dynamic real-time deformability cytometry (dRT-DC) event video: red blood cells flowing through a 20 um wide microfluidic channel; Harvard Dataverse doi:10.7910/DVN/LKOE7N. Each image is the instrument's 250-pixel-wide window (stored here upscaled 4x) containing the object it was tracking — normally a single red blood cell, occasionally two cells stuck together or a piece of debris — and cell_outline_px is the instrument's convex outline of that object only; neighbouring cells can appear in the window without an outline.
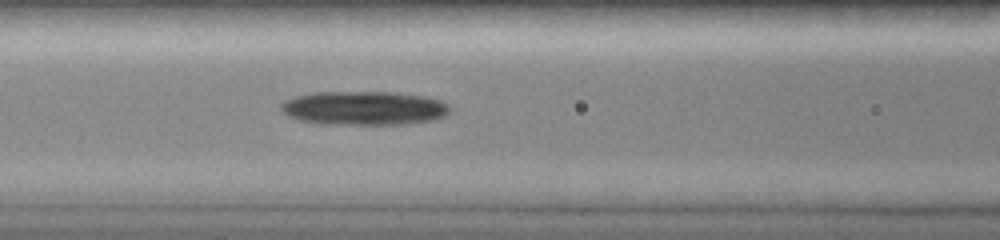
{"species": "common noctule bat (a hibernating species)", "species_latin": "Nyctalus noctula", "temperature_condition": "room temperature", "stored_images_in_passage": 51, "camera_frame_rate_fps": 3000, "um_per_image_px": 0.085, "animal": {"sex": "female", "body_mass_g": 19.0, "forearm_length_mm": 51.5}, "frame": {"image": 1, "passage_image": 21, "time_ms": 5.667, "image_size_px": [1000, 240], "cell_outline_px": [[452, 108], [444, 116], [436, 120], [404, 124], [320, 124], [300, 120], [288, 116], [280, 108], [280, 104], [284, 100], [296, 96], [312, 92], [392, 92], [428, 96], [440, 100], [448, 104]], "centroid_in_image_um": [30.96, 9.18], "position_along_channel_um": 135.6, "area_um2": 33.7}}
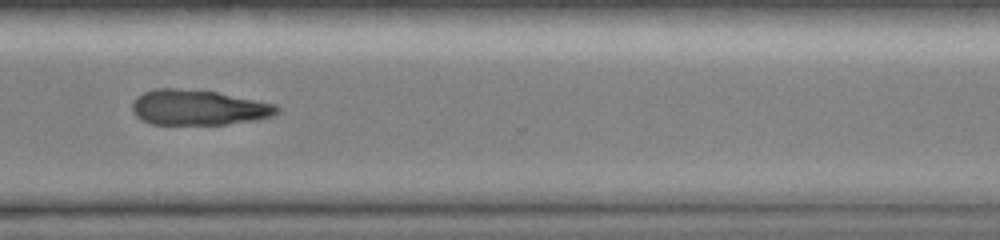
{"frame": {"image": 2, "passage_image": 38, "time_ms": 11.0, "image_size_px": [1000, 240], "cell_outline_px": [[280, 112], [272, 116], [252, 120], [224, 124], [152, 124], [136, 116], [132, 108], [132, 104], [136, 96], [144, 92], [156, 88], [176, 88], [216, 92], [276, 104], [280, 108]], "centroid_in_image_um": [16.86, 9.13], "position_along_channel_um": 353.7, "area_um2": 29.54}}
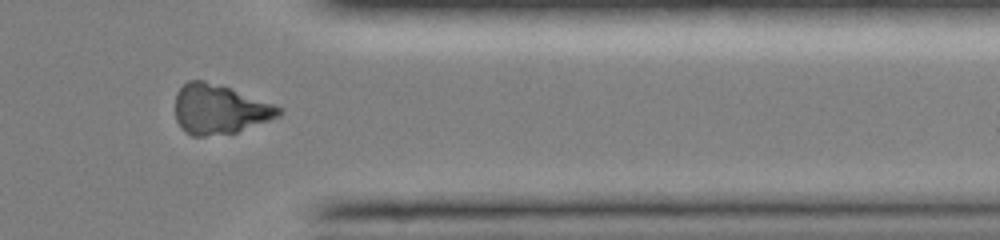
{"frame": {"image": 3, "passage_image": 44, "time_ms": 12.0, "image_size_px": [1000, 240], "cell_outline_px": [[284, 112], [280, 116], [236, 132], [204, 136], [192, 136], [184, 132], [180, 128], [176, 120], [176, 92], [188, 80], [204, 80], [276, 104], [284, 108]], "centroid_in_image_um": [18.66, 9.3], "position_along_channel_um": 392.7, "area_um2": 29.88}}